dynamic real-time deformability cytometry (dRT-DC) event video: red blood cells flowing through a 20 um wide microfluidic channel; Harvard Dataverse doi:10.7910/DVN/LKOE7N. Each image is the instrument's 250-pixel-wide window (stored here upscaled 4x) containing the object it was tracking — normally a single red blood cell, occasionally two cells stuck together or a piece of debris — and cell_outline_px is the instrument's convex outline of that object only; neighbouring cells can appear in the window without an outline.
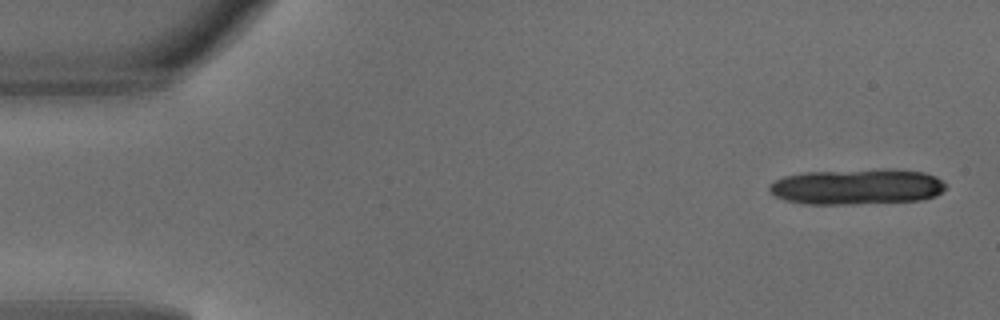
{"species": "common noctule bat (a hibernating species)", "species_latin": "Nyctalus noctula", "temperature_condition": "warm", "stored_images_in_passage": 5, "camera_frame_rate_fps": 3000, "um_per_image_px": 0.085, "animal": {"sex": "male", "body_mass_g": 18.8}, "frame": {"image": 1, "passage_image": 1, "time_ms": 0.0, "image_size_px": [1000, 320], "cell_outline_px": [[944, 188], [936, 196], [920, 200], [852, 204], [804, 204], [784, 200], [776, 196], [768, 188], [776, 180], [784, 176], [808, 172], [884, 168], [892, 168], [924, 172], [936, 176], [944, 184]], "centroid_in_image_um": [72.85, 15.86], "position_along_channel_um": 12.1, "area_um2": 36.76}}